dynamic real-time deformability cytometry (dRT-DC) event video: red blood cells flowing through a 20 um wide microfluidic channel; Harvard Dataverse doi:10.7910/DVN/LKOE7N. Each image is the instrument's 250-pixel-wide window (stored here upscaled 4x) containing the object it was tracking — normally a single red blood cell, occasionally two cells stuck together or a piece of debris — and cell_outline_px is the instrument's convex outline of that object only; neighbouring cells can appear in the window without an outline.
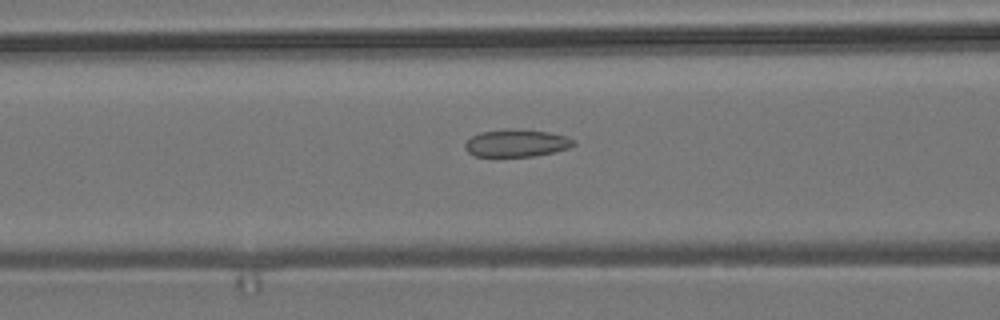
{"species": "common noctule bat (a hibernating species)", "species_latin": "Nyctalus noctula", "temperature_condition": "room temperature", "stored_images_in_passage": 55, "camera_frame_rate_fps": 3000, "um_per_image_px": 0.085, "animal": {"sex": "male", "body_mass_g": 19.2, "forearm_length_mm": 51.8}, "frame": {"image": 1, "passage_image": 22, "time_ms": 7.0, "image_size_px": [1000, 320], "cell_outline_px": [[576, 144], [568, 148], [552, 152], [532, 156], [476, 156], [468, 152], [464, 148], [464, 144], [472, 136], [480, 132], [504, 128], [508, 128], [548, 132], [564, 136], [572, 140]], "centroid_in_image_um": [43.84, 12.15], "position_along_channel_um": 122.8, "area_um2": 17.17}}
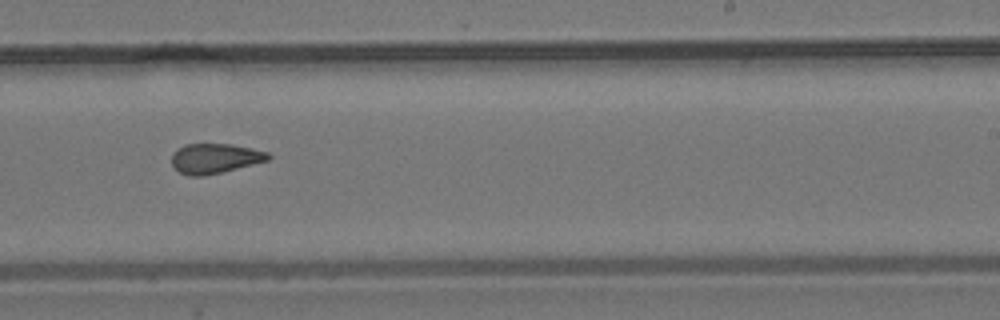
{"frame": {"image": 2, "passage_image": 34, "time_ms": 11.0, "image_size_px": [1000, 320], "cell_outline_px": [[272, 156], [268, 160], [220, 172], [200, 176], [188, 176], [180, 172], [172, 164], [172, 152], [184, 144], [232, 144], [252, 148], [268, 152]], "centroid_in_image_um": [18.25, 13.45], "position_along_channel_um": 270.7, "area_um2": 16.65}}
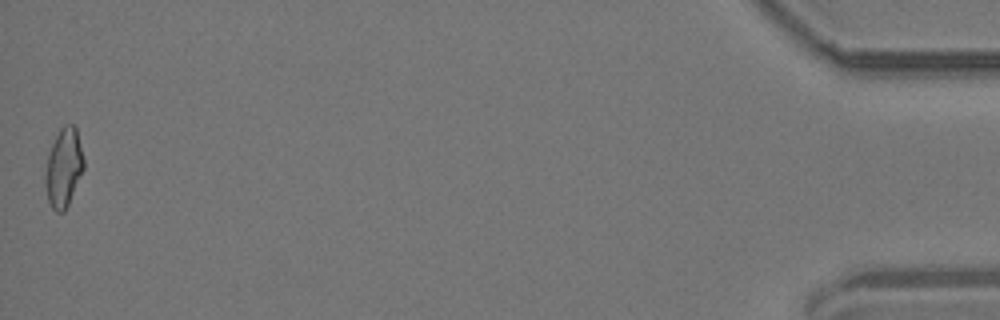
{"frame": {"image": 3, "passage_image": 55, "time_ms": 18.0, "image_size_px": [1000, 320], "cell_outline_px": [[84, 168], [68, 204], [64, 212], [56, 212], [52, 208], [48, 200], [44, 180], [44, 176], [48, 152], [60, 128], [64, 124], [72, 124], [76, 128], [84, 160]], "centroid_in_image_um": [5.39, 14.25], "position_along_channel_um": 429.8, "area_um2": 17.57}, "authors_computed_cell_mechanics": {"area_um2": 17.3978, "velocity_mm_per_s": 3.6988, "shape_relaxation_time_tau1_ms": null, "shape_relaxation_time_tau2_ms": 2.2558, "deformation_change_tau1": null, "deformation_change_tau2": 0.1057}}